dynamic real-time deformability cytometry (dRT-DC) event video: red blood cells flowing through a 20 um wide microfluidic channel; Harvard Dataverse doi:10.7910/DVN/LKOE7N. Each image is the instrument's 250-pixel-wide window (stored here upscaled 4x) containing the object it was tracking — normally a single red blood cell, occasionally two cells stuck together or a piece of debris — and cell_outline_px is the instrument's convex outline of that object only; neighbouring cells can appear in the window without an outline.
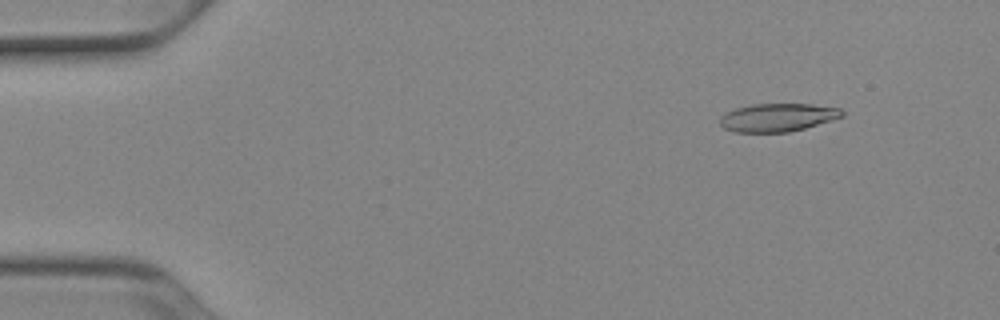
{"species": "Egyptian fruit bat (a non-hibernating species)", "species_latin": "Rousettus aegyptiacus", "temperature_condition": "cold", "stored_images_in_passage": 52, "camera_frame_rate_fps": 3000, "um_per_image_px": 0.085, "animal": {"sex": "female"}, "frame": {"image": 1, "passage_image": 6, "time_ms": 1.667, "image_size_px": [1000, 320], "cell_outline_px": [[844, 116], [804, 128], [788, 132], [732, 132], [724, 128], [720, 124], [720, 116], [736, 108], [752, 104], [812, 104], [840, 108], [844, 112]], "centroid_in_image_um": [66.09, 9.98], "position_along_channel_um": 18.9, "area_um2": 19.94}}
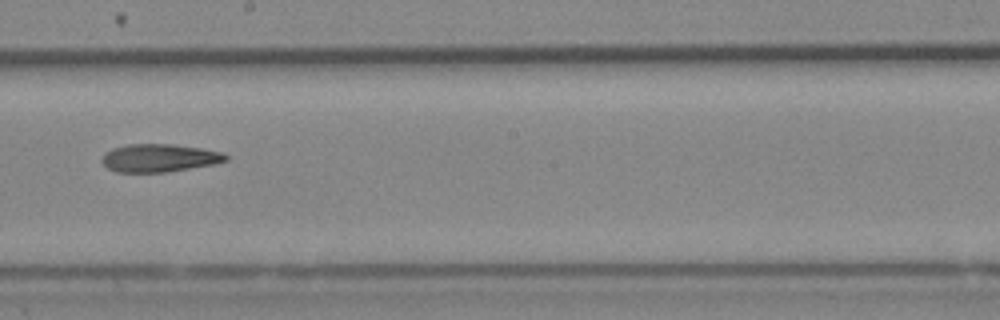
{"frame": {"image": 2, "passage_image": 30, "time_ms": 9.667, "image_size_px": [1000, 320], "cell_outline_px": [[228, 160], [216, 164], [164, 172], [116, 172], [108, 168], [100, 160], [104, 152], [112, 148], [128, 144], [172, 144], [200, 148], [224, 152], [228, 156]], "centroid_in_image_um": [13.54, 13.42], "position_along_channel_um": 234.7, "area_um2": 20.29}}
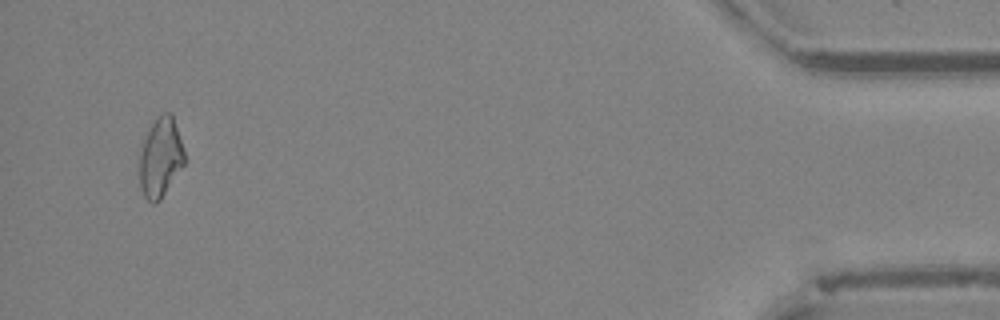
{"frame": {"image": 3, "passage_image": 50, "time_ms": 16.333, "image_size_px": [1000, 320], "cell_outline_px": [[184, 164], [160, 200], [156, 204], [152, 204], [144, 196], [140, 188], [140, 152], [144, 140], [156, 116], [164, 112], [172, 112], [184, 152]], "centroid_in_image_um": [13.64, 13.39], "position_along_channel_um": 421.6, "area_um2": 20.58}}